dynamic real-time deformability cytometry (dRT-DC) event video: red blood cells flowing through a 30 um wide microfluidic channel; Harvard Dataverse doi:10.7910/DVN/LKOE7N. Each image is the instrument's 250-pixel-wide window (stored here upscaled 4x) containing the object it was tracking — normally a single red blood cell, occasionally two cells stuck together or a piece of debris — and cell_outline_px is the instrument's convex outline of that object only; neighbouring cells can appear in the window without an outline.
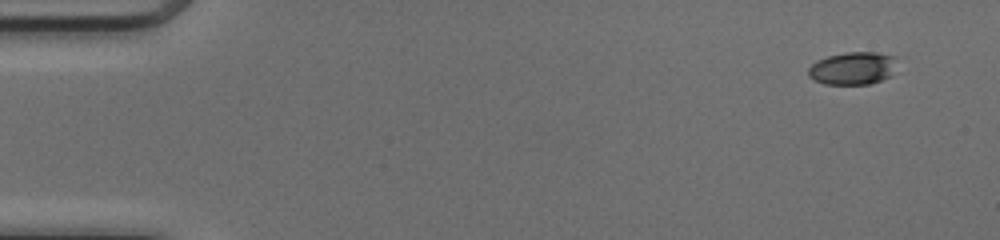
{"species": "common noctule bat (a hibernating species)", "species_latin": "Nyctalus noctula", "temperature_condition": "cold", "stored_images_in_passage": 48, "camera_frame_rate_fps": 3000, "um_per_image_px": 0.085, "animal": {"sex": "female", "body_mass_g": 17.0, "forearm_length_mm": 48.0}, "frame": {"image": 1, "passage_image": 1, "time_ms": 0.0, "image_size_px": [1000, 240], "cell_outline_px": [[896, 56], [892, 76], [868, 84], [824, 84], [808, 76], [808, 68], [816, 60], [828, 56], [848, 52], [876, 52]], "centroid_in_image_um": [72.48, 5.8], "position_along_channel_um": 12.5, "area_um2": 16.88}}
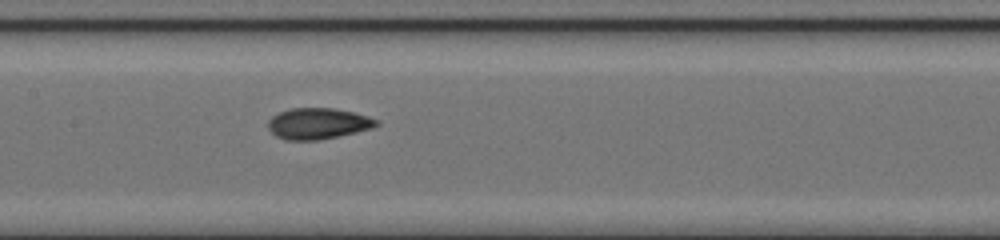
{"frame": {"image": 2, "passage_image": 23, "time_ms": 7.333, "image_size_px": [1000, 240], "cell_outline_px": [[380, 124], [372, 128], [356, 132], [320, 140], [284, 140], [276, 136], [268, 128], [268, 120], [272, 116], [280, 112], [292, 108], [332, 108], [352, 112], [368, 116], [380, 120]], "centroid_in_image_um": [27.04, 10.51], "position_along_channel_um": 180.4, "area_um2": 19.65}}
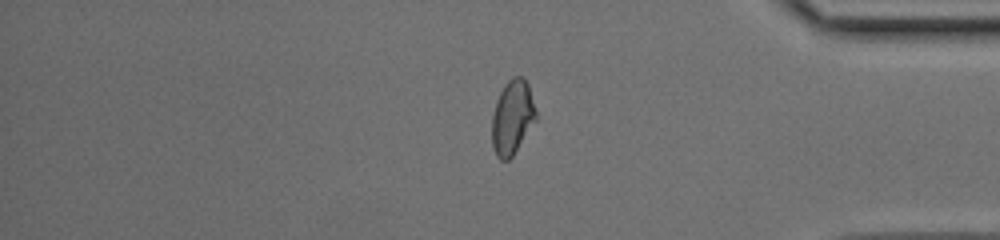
{"frame": {"image": 3, "passage_image": 40, "time_ms": 13.0, "image_size_px": [1000, 240], "cell_outline_px": [[536, 120], [512, 156], [508, 160], [500, 160], [496, 156], [492, 148], [492, 116], [496, 100], [504, 84], [512, 76], [524, 76], [528, 84], [536, 112]], "centroid_in_image_um": [43.53, 9.96], "position_along_channel_um": 391.7, "area_um2": 19.07}, "authors_computed_cell_mechanics": {"area_um2": 19.3919, "velocity_mm_per_s": 4.1464, "shape_relaxation_time_tau1_ms": 7.706, "shape_relaxation_time_tau2_ms": 1.3999, "deformation_change_tau1": 0.1944, "deformation_change_tau2": 0.0623}}